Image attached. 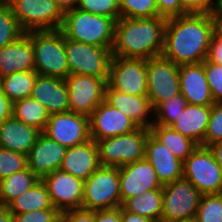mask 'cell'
I'll return each instance as SVG.
<instances>
[{"label":"cell","mask_w":222,"mask_h":222,"mask_svg":"<svg viewBox=\"0 0 222 222\" xmlns=\"http://www.w3.org/2000/svg\"><path fill=\"white\" fill-rule=\"evenodd\" d=\"M212 35L211 14L187 13L167 18L162 56L178 66L203 62Z\"/></svg>","instance_id":"6da1fadb"},{"label":"cell","mask_w":222,"mask_h":222,"mask_svg":"<svg viewBox=\"0 0 222 222\" xmlns=\"http://www.w3.org/2000/svg\"><path fill=\"white\" fill-rule=\"evenodd\" d=\"M167 18H119L115 23L112 55L150 59L162 55Z\"/></svg>","instance_id":"7a4b0ae2"},{"label":"cell","mask_w":222,"mask_h":222,"mask_svg":"<svg viewBox=\"0 0 222 222\" xmlns=\"http://www.w3.org/2000/svg\"><path fill=\"white\" fill-rule=\"evenodd\" d=\"M115 23L113 18L75 8L64 13L60 30L66 39L112 50Z\"/></svg>","instance_id":"3957f363"},{"label":"cell","mask_w":222,"mask_h":222,"mask_svg":"<svg viewBox=\"0 0 222 222\" xmlns=\"http://www.w3.org/2000/svg\"><path fill=\"white\" fill-rule=\"evenodd\" d=\"M26 33L32 39L34 70L38 75L65 79L69 75V67L62 31L59 29Z\"/></svg>","instance_id":"277c9868"},{"label":"cell","mask_w":222,"mask_h":222,"mask_svg":"<svg viewBox=\"0 0 222 222\" xmlns=\"http://www.w3.org/2000/svg\"><path fill=\"white\" fill-rule=\"evenodd\" d=\"M119 167L100 166L84 180L82 209L109 210L121 206Z\"/></svg>","instance_id":"5b68a950"},{"label":"cell","mask_w":222,"mask_h":222,"mask_svg":"<svg viewBox=\"0 0 222 222\" xmlns=\"http://www.w3.org/2000/svg\"><path fill=\"white\" fill-rule=\"evenodd\" d=\"M150 129L135 131L97 141L102 166L121 167L144 159Z\"/></svg>","instance_id":"8992f818"},{"label":"cell","mask_w":222,"mask_h":222,"mask_svg":"<svg viewBox=\"0 0 222 222\" xmlns=\"http://www.w3.org/2000/svg\"><path fill=\"white\" fill-rule=\"evenodd\" d=\"M8 4L24 32L61 29L64 13L54 0H12Z\"/></svg>","instance_id":"52a82bcc"},{"label":"cell","mask_w":222,"mask_h":222,"mask_svg":"<svg viewBox=\"0 0 222 222\" xmlns=\"http://www.w3.org/2000/svg\"><path fill=\"white\" fill-rule=\"evenodd\" d=\"M69 74L103 78L108 82L112 50L65 38Z\"/></svg>","instance_id":"ba28073f"},{"label":"cell","mask_w":222,"mask_h":222,"mask_svg":"<svg viewBox=\"0 0 222 222\" xmlns=\"http://www.w3.org/2000/svg\"><path fill=\"white\" fill-rule=\"evenodd\" d=\"M183 178L203 194L222 193V169L209 147L197 146L183 162Z\"/></svg>","instance_id":"9c48e42d"},{"label":"cell","mask_w":222,"mask_h":222,"mask_svg":"<svg viewBox=\"0 0 222 222\" xmlns=\"http://www.w3.org/2000/svg\"><path fill=\"white\" fill-rule=\"evenodd\" d=\"M201 195L199 190L185 178L163 185L161 222L195 218Z\"/></svg>","instance_id":"30bf717a"},{"label":"cell","mask_w":222,"mask_h":222,"mask_svg":"<svg viewBox=\"0 0 222 222\" xmlns=\"http://www.w3.org/2000/svg\"><path fill=\"white\" fill-rule=\"evenodd\" d=\"M147 97L155 110L161 103L181 93L179 66L165 57L146 59Z\"/></svg>","instance_id":"8fae6325"},{"label":"cell","mask_w":222,"mask_h":222,"mask_svg":"<svg viewBox=\"0 0 222 222\" xmlns=\"http://www.w3.org/2000/svg\"><path fill=\"white\" fill-rule=\"evenodd\" d=\"M65 81L69 94V111L89 117L105 100L107 81L103 78L69 74Z\"/></svg>","instance_id":"7c38bea8"},{"label":"cell","mask_w":222,"mask_h":222,"mask_svg":"<svg viewBox=\"0 0 222 222\" xmlns=\"http://www.w3.org/2000/svg\"><path fill=\"white\" fill-rule=\"evenodd\" d=\"M107 84L124 94L147 96L146 59L113 56Z\"/></svg>","instance_id":"4fadbf2b"},{"label":"cell","mask_w":222,"mask_h":222,"mask_svg":"<svg viewBox=\"0 0 222 222\" xmlns=\"http://www.w3.org/2000/svg\"><path fill=\"white\" fill-rule=\"evenodd\" d=\"M42 133L66 148L83 144L91 139L89 117L72 111L49 115Z\"/></svg>","instance_id":"5bb4252c"},{"label":"cell","mask_w":222,"mask_h":222,"mask_svg":"<svg viewBox=\"0 0 222 222\" xmlns=\"http://www.w3.org/2000/svg\"><path fill=\"white\" fill-rule=\"evenodd\" d=\"M51 202L60 213L68 210L82 209L83 185L80 178L60 169L44 176Z\"/></svg>","instance_id":"9a60e30c"},{"label":"cell","mask_w":222,"mask_h":222,"mask_svg":"<svg viewBox=\"0 0 222 222\" xmlns=\"http://www.w3.org/2000/svg\"><path fill=\"white\" fill-rule=\"evenodd\" d=\"M90 136L94 141L135 131L139 126L105 100L89 116Z\"/></svg>","instance_id":"2e32d148"},{"label":"cell","mask_w":222,"mask_h":222,"mask_svg":"<svg viewBox=\"0 0 222 222\" xmlns=\"http://www.w3.org/2000/svg\"><path fill=\"white\" fill-rule=\"evenodd\" d=\"M119 174L121 205L132 196H140L146 191L163 187L153 166L145 158L119 167Z\"/></svg>","instance_id":"e0dca14e"},{"label":"cell","mask_w":222,"mask_h":222,"mask_svg":"<svg viewBox=\"0 0 222 222\" xmlns=\"http://www.w3.org/2000/svg\"><path fill=\"white\" fill-rule=\"evenodd\" d=\"M67 148L41 133L27 155L28 168L39 178L60 169Z\"/></svg>","instance_id":"ac0fdd59"},{"label":"cell","mask_w":222,"mask_h":222,"mask_svg":"<svg viewBox=\"0 0 222 222\" xmlns=\"http://www.w3.org/2000/svg\"><path fill=\"white\" fill-rule=\"evenodd\" d=\"M144 158L153 166L162 185L183 178V162L151 133L146 141Z\"/></svg>","instance_id":"d6986e66"},{"label":"cell","mask_w":222,"mask_h":222,"mask_svg":"<svg viewBox=\"0 0 222 222\" xmlns=\"http://www.w3.org/2000/svg\"><path fill=\"white\" fill-rule=\"evenodd\" d=\"M179 83L183 97L190 105L212 106L209 84L203 62L179 66Z\"/></svg>","instance_id":"ffe728a7"},{"label":"cell","mask_w":222,"mask_h":222,"mask_svg":"<svg viewBox=\"0 0 222 222\" xmlns=\"http://www.w3.org/2000/svg\"><path fill=\"white\" fill-rule=\"evenodd\" d=\"M30 97L39 101L49 115L69 111V94L65 79L38 75Z\"/></svg>","instance_id":"44dd1931"},{"label":"cell","mask_w":222,"mask_h":222,"mask_svg":"<svg viewBox=\"0 0 222 222\" xmlns=\"http://www.w3.org/2000/svg\"><path fill=\"white\" fill-rule=\"evenodd\" d=\"M100 166L97 142L90 139L83 144L67 148L60 170L84 181Z\"/></svg>","instance_id":"7402d4cb"},{"label":"cell","mask_w":222,"mask_h":222,"mask_svg":"<svg viewBox=\"0 0 222 222\" xmlns=\"http://www.w3.org/2000/svg\"><path fill=\"white\" fill-rule=\"evenodd\" d=\"M31 70H34V50L32 39L25 32L16 41L0 49V78Z\"/></svg>","instance_id":"603a6c76"},{"label":"cell","mask_w":222,"mask_h":222,"mask_svg":"<svg viewBox=\"0 0 222 222\" xmlns=\"http://www.w3.org/2000/svg\"><path fill=\"white\" fill-rule=\"evenodd\" d=\"M105 101L130 117L139 127L149 129L153 125L154 120H147L148 114L154 112L147 96L124 94L112 89L107 84Z\"/></svg>","instance_id":"cb8c5ba5"},{"label":"cell","mask_w":222,"mask_h":222,"mask_svg":"<svg viewBox=\"0 0 222 222\" xmlns=\"http://www.w3.org/2000/svg\"><path fill=\"white\" fill-rule=\"evenodd\" d=\"M41 133L12 115L0 123V147L28 155Z\"/></svg>","instance_id":"d4e9b609"},{"label":"cell","mask_w":222,"mask_h":222,"mask_svg":"<svg viewBox=\"0 0 222 222\" xmlns=\"http://www.w3.org/2000/svg\"><path fill=\"white\" fill-rule=\"evenodd\" d=\"M210 114L211 106L188 104L171 127L198 146L205 147V134Z\"/></svg>","instance_id":"484cf974"},{"label":"cell","mask_w":222,"mask_h":222,"mask_svg":"<svg viewBox=\"0 0 222 222\" xmlns=\"http://www.w3.org/2000/svg\"><path fill=\"white\" fill-rule=\"evenodd\" d=\"M6 208L13 215L23 214L29 211L55 209L42 179L36 182L29 190L12 200Z\"/></svg>","instance_id":"4316f807"},{"label":"cell","mask_w":222,"mask_h":222,"mask_svg":"<svg viewBox=\"0 0 222 222\" xmlns=\"http://www.w3.org/2000/svg\"><path fill=\"white\" fill-rule=\"evenodd\" d=\"M162 202V189H155L146 191L140 196L128 198L121 207L125 211L150 218L155 222H161Z\"/></svg>","instance_id":"83f0119b"},{"label":"cell","mask_w":222,"mask_h":222,"mask_svg":"<svg viewBox=\"0 0 222 222\" xmlns=\"http://www.w3.org/2000/svg\"><path fill=\"white\" fill-rule=\"evenodd\" d=\"M149 129L151 134L182 162L198 146L194 141L175 131L171 126L153 124Z\"/></svg>","instance_id":"f1b7e54d"},{"label":"cell","mask_w":222,"mask_h":222,"mask_svg":"<svg viewBox=\"0 0 222 222\" xmlns=\"http://www.w3.org/2000/svg\"><path fill=\"white\" fill-rule=\"evenodd\" d=\"M40 179L27 167L0 180V206L6 207L12 200L29 190Z\"/></svg>","instance_id":"f546056e"},{"label":"cell","mask_w":222,"mask_h":222,"mask_svg":"<svg viewBox=\"0 0 222 222\" xmlns=\"http://www.w3.org/2000/svg\"><path fill=\"white\" fill-rule=\"evenodd\" d=\"M38 73L35 70L15 72L0 78L2 93L12 102L31 96Z\"/></svg>","instance_id":"4dcf8cb0"},{"label":"cell","mask_w":222,"mask_h":222,"mask_svg":"<svg viewBox=\"0 0 222 222\" xmlns=\"http://www.w3.org/2000/svg\"><path fill=\"white\" fill-rule=\"evenodd\" d=\"M12 115L19 121L43 132L49 114L37 100L27 97L13 103Z\"/></svg>","instance_id":"1f68e13d"},{"label":"cell","mask_w":222,"mask_h":222,"mask_svg":"<svg viewBox=\"0 0 222 222\" xmlns=\"http://www.w3.org/2000/svg\"><path fill=\"white\" fill-rule=\"evenodd\" d=\"M24 33L10 5L0 2V49L16 41Z\"/></svg>","instance_id":"d6a6232c"},{"label":"cell","mask_w":222,"mask_h":222,"mask_svg":"<svg viewBox=\"0 0 222 222\" xmlns=\"http://www.w3.org/2000/svg\"><path fill=\"white\" fill-rule=\"evenodd\" d=\"M187 105V100L181 93L161 103L152 113L156 118H153V124L171 126Z\"/></svg>","instance_id":"836d02e7"},{"label":"cell","mask_w":222,"mask_h":222,"mask_svg":"<svg viewBox=\"0 0 222 222\" xmlns=\"http://www.w3.org/2000/svg\"><path fill=\"white\" fill-rule=\"evenodd\" d=\"M195 218L198 222H222V193L201 195Z\"/></svg>","instance_id":"e575fe53"},{"label":"cell","mask_w":222,"mask_h":222,"mask_svg":"<svg viewBox=\"0 0 222 222\" xmlns=\"http://www.w3.org/2000/svg\"><path fill=\"white\" fill-rule=\"evenodd\" d=\"M121 18L157 17L156 0H118Z\"/></svg>","instance_id":"d590c367"},{"label":"cell","mask_w":222,"mask_h":222,"mask_svg":"<svg viewBox=\"0 0 222 222\" xmlns=\"http://www.w3.org/2000/svg\"><path fill=\"white\" fill-rule=\"evenodd\" d=\"M77 8L81 11L113 18H121L118 0H79Z\"/></svg>","instance_id":"8d00e7d4"},{"label":"cell","mask_w":222,"mask_h":222,"mask_svg":"<svg viewBox=\"0 0 222 222\" xmlns=\"http://www.w3.org/2000/svg\"><path fill=\"white\" fill-rule=\"evenodd\" d=\"M27 167V155L0 147V180Z\"/></svg>","instance_id":"74e56055"},{"label":"cell","mask_w":222,"mask_h":222,"mask_svg":"<svg viewBox=\"0 0 222 222\" xmlns=\"http://www.w3.org/2000/svg\"><path fill=\"white\" fill-rule=\"evenodd\" d=\"M222 141V102L211 106L210 119L205 134V147Z\"/></svg>","instance_id":"f35d334b"},{"label":"cell","mask_w":222,"mask_h":222,"mask_svg":"<svg viewBox=\"0 0 222 222\" xmlns=\"http://www.w3.org/2000/svg\"><path fill=\"white\" fill-rule=\"evenodd\" d=\"M203 64L212 98L215 103L222 102V66L207 59Z\"/></svg>","instance_id":"ab89813d"},{"label":"cell","mask_w":222,"mask_h":222,"mask_svg":"<svg viewBox=\"0 0 222 222\" xmlns=\"http://www.w3.org/2000/svg\"><path fill=\"white\" fill-rule=\"evenodd\" d=\"M60 214L57 209H44L16 214L13 218L14 222H54Z\"/></svg>","instance_id":"60d3db41"},{"label":"cell","mask_w":222,"mask_h":222,"mask_svg":"<svg viewBox=\"0 0 222 222\" xmlns=\"http://www.w3.org/2000/svg\"><path fill=\"white\" fill-rule=\"evenodd\" d=\"M158 15L171 18L187 14L184 11L182 0H156Z\"/></svg>","instance_id":"b9f144b4"},{"label":"cell","mask_w":222,"mask_h":222,"mask_svg":"<svg viewBox=\"0 0 222 222\" xmlns=\"http://www.w3.org/2000/svg\"><path fill=\"white\" fill-rule=\"evenodd\" d=\"M182 5L186 13L211 14L216 7V0H182Z\"/></svg>","instance_id":"7bdbcfd3"},{"label":"cell","mask_w":222,"mask_h":222,"mask_svg":"<svg viewBox=\"0 0 222 222\" xmlns=\"http://www.w3.org/2000/svg\"><path fill=\"white\" fill-rule=\"evenodd\" d=\"M66 222H94V211L75 209L61 212Z\"/></svg>","instance_id":"ee69618b"},{"label":"cell","mask_w":222,"mask_h":222,"mask_svg":"<svg viewBox=\"0 0 222 222\" xmlns=\"http://www.w3.org/2000/svg\"><path fill=\"white\" fill-rule=\"evenodd\" d=\"M207 60L222 66V39L214 34L210 40Z\"/></svg>","instance_id":"f6af8a7d"},{"label":"cell","mask_w":222,"mask_h":222,"mask_svg":"<svg viewBox=\"0 0 222 222\" xmlns=\"http://www.w3.org/2000/svg\"><path fill=\"white\" fill-rule=\"evenodd\" d=\"M94 222H121V206L115 209L94 211Z\"/></svg>","instance_id":"bcb514c9"},{"label":"cell","mask_w":222,"mask_h":222,"mask_svg":"<svg viewBox=\"0 0 222 222\" xmlns=\"http://www.w3.org/2000/svg\"><path fill=\"white\" fill-rule=\"evenodd\" d=\"M13 103L2 93L0 89V123L12 116Z\"/></svg>","instance_id":"7dc6e473"},{"label":"cell","mask_w":222,"mask_h":222,"mask_svg":"<svg viewBox=\"0 0 222 222\" xmlns=\"http://www.w3.org/2000/svg\"><path fill=\"white\" fill-rule=\"evenodd\" d=\"M121 222H155L150 218L140 216L136 213L125 211L121 207Z\"/></svg>","instance_id":"c3c4849f"},{"label":"cell","mask_w":222,"mask_h":222,"mask_svg":"<svg viewBox=\"0 0 222 222\" xmlns=\"http://www.w3.org/2000/svg\"><path fill=\"white\" fill-rule=\"evenodd\" d=\"M211 18L213 21V34L222 39V14L216 9L211 12Z\"/></svg>","instance_id":"681fc988"},{"label":"cell","mask_w":222,"mask_h":222,"mask_svg":"<svg viewBox=\"0 0 222 222\" xmlns=\"http://www.w3.org/2000/svg\"><path fill=\"white\" fill-rule=\"evenodd\" d=\"M63 13L77 8L79 0H54Z\"/></svg>","instance_id":"f907efd6"},{"label":"cell","mask_w":222,"mask_h":222,"mask_svg":"<svg viewBox=\"0 0 222 222\" xmlns=\"http://www.w3.org/2000/svg\"><path fill=\"white\" fill-rule=\"evenodd\" d=\"M209 149L212 151L216 162L222 169V141L216 142L209 146Z\"/></svg>","instance_id":"816d5d0a"},{"label":"cell","mask_w":222,"mask_h":222,"mask_svg":"<svg viewBox=\"0 0 222 222\" xmlns=\"http://www.w3.org/2000/svg\"><path fill=\"white\" fill-rule=\"evenodd\" d=\"M0 222H14L13 214L6 207L0 206Z\"/></svg>","instance_id":"f5cc1de1"},{"label":"cell","mask_w":222,"mask_h":222,"mask_svg":"<svg viewBox=\"0 0 222 222\" xmlns=\"http://www.w3.org/2000/svg\"><path fill=\"white\" fill-rule=\"evenodd\" d=\"M215 9L220 13L222 14V0H217L216 1V7Z\"/></svg>","instance_id":"db71d44e"},{"label":"cell","mask_w":222,"mask_h":222,"mask_svg":"<svg viewBox=\"0 0 222 222\" xmlns=\"http://www.w3.org/2000/svg\"><path fill=\"white\" fill-rule=\"evenodd\" d=\"M175 222H198V221L196 220V218H192V219H187V220H179Z\"/></svg>","instance_id":"11a10c76"},{"label":"cell","mask_w":222,"mask_h":222,"mask_svg":"<svg viewBox=\"0 0 222 222\" xmlns=\"http://www.w3.org/2000/svg\"><path fill=\"white\" fill-rule=\"evenodd\" d=\"M54 222H66L61 216H59Z\"/></svg>","instance_id":"9f6ffc18"},{"label":"cell","mask_w":222,"mask_h":222,"mask_svg":"<svg viewBox=\"0 0 222 222\" xmlns=\"http://www.w3.org/2000/svg\"><path fill=\"white\" fill-rule=\"evenodd\" d=\"M10 1H12V0H0V2H2V3H9Z\"/></svg>","instance_id":"6f0895ef"}]
</instances>
